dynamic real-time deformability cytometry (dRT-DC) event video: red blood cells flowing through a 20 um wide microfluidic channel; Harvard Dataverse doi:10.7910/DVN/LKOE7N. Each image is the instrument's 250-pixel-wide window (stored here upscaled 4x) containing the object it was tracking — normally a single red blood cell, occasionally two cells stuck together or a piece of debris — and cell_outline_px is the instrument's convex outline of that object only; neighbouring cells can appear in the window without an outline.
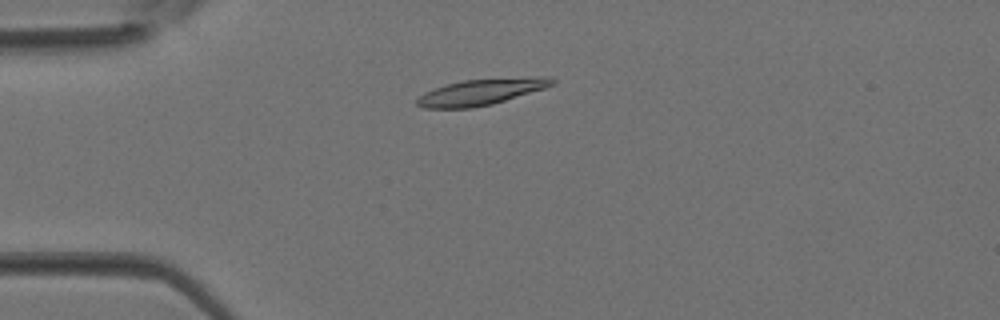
{"species": "Egyptian fruit bat (a non-hibernating species)", "species_latin": "Rousettus aegyptiacus", "temperature_condition": "room temperature", "stored_images_in_passage": 3, "camera_frame_rate_fps": 3000, "um_per_image_px": 0.085, "animal": {"sex": "female"}, "frame": {"image": 1, "passage_image": 2, "time_ms": 0.333, "image_size_px": [1000, 320], "cell_outline_px": [[556, 80], [552, 84], [544, 88], [492, 104], [472, 108], [424, 108], [416, 104], [416, 100], [424, 92], [448, 84], [464, 80], [536, 76], [548, 76]], "centroid_in_image_um": [40.9, 7.81], "position_along_channel_um": 44.1, "area_um2": 20.35}}
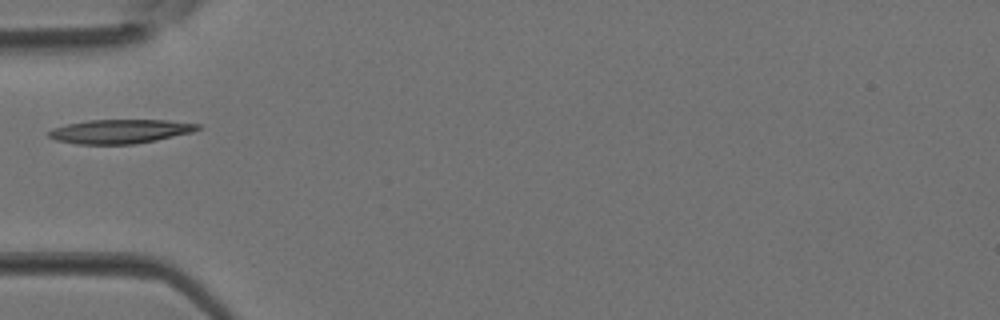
{"frame": {"image": 2, "passage_image": 3, "time_ms": 0.667, "image_size_px": [1000, 320], "cell_outline_px": [[200, 128], [192, 132], [156, 140], [136, 144], [76, 144], [56, 140], [48, 136], [48, 132], [52, 128], [68, 124], [88, 120], [168, 120], [200, 124]], "centroid_in_image_um": [10.2, 11.17], "position_along_channel_um": 74.8, "area_um2": 20.81}}